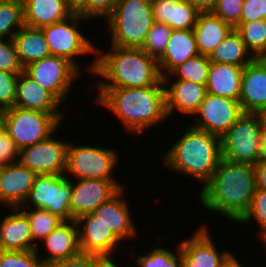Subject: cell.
Returning a JSON list of instances; mask_svg holds the SVG:
<instances>
[{"label": "cell", "instance_id": "obj_11", "mask_svg": "<svg viewBox=\"0 0 266 267\" xmlns=\"http://www.w3.org/2000/svg\"><path fill=\"white\" fill-rule=\"evenodd\" d=\"M24 72L61 104L66 102L72 82L81 74L67 59L54 55L28 64Z\"/></svg>", "mask_w": 266, "mask_h": 267}, {"label": "cell", "instance_id": "obj_2", "mask_svg": "<svg viewBox=\"0 0 266 267\" xmlns=\"http://www.w3.org/2000/svg\"><path fill=\"white\" fill-rule=\"evenodd\" d=\"M96 104L117 116L125 129L135 135L165 122L163 80L158 84L140 88H97Z\"/></svg>", "mask_w": 266, "mask_h": 267}, {"label": "cell", "instance_id": "obj_53", "mask_svg": "<svg viewBox=\"0 0 266 267\" xmlns=\"http://www.w3.org/2000/svg\"><path fill=\"white\" fill-rule=\"evenodd\" d=\"M255 59L266 70V50L260 53Z\"/></svg>", "mask_w": 266, "mask_h": 267}, {"label": "cell", "instance_id": "obj_12", "mask_svg": "<svg viewBox=\"0 0 266 267\" xmlns=\"http://www.w3.org/2000/svg\"><path fill=\"white\" fill-rule=\"evenodd\" d=\"M53 137L19 150L18 162L37 175L65 174L69 141Z\"/></svg>", "mask_w": 266, "mask_h": 267}, {"label": "cell", "instance_id": "obj_17", "mask_svg": "<svg viewBox=\"0 0 266 267\" xmlns=\"http://www.w3.org/2000/svg\"><path fill=\"white\" fill-rule=\"evenodd\" d=\"M170 78L171 76L162 77L167 117L171 116L175 110L185 116H194L207 93L206 85L187 80L172 82Z\"/></svg>", "mask_w": 266, "mask_h": 267}, {"label": "cell", "instance_id": "obj_22", "mask_svg": "<svg viewBox=\"0 0 266 267\" xmlns=\"http://www.w3.org/2000/svg\"><path fill=\"white\" fill-rule=\"evenodd\" d=\"M241 85L243 112L261 114L266 109V70L256 59L243 68Z\"/></svg>", "mask_w": 266, "mask_h": 267}, {"label": "cell", "instance_id": "obj_49", "mask_svg": "<svg viewBox=\"0 0 266 267\" xmlns=\"http://www.w3.org/2000/svg\"><path fill=\"white\" fill-rule=\"evenodd\" d=\"M191 3L199 12H211L217 0H186Z\"/></svg>", "mask_w": 266, "mask_h": 267}, {"label": "cell", "instance_id": "obj_6", "mask_svg": "<svg viewBox=\"0 0 266 267\" xmlns=\"http://www.w3.org/2000/svg\"><path fill=\"white\" fill-rule=\"evenodd\" d=\"M263 134L261 114L243 112L221 136L222 158L255 166L261 159Z\"/></svg>", "mask_w": 266, "mask_h": 267}, {"label": "cell", "instance_id": "obj_14", "mask_svg": "<svg viewBox=\"0 0 266 267\" xmlns=\"http://www.w3.org/2000/svg\"><path fill=\"white\" fill-rule=\"evenodd\" d=\"M71 181V221L91 214L98 206L110 200L124 186L117 180L82 179ZM117 181V182H116Z\"/></svg>", "mask_w": 266, "mask_h": 267}, {"label": "cell", "instance_id": "obj_10", "mask_svg": "<svg viewBox=\"0 0 266 267\" xmlns=\"http://www.w3.org/2000/svg\"><path fill=\"white\" fill-rule=\"evenodd\" d=\"M70 179L67 173L63 175H38L28 198L20 207L33 208L34 206V208L48 210L64 221H71Z\"/></svg>", "mask_w": 266, "mask_h": 267}, {"label": "cell", "instance_id": "obj_28", "mask_svg": "<svg viewBox=\"0 0 266 267\" xmlns=\"http://www.w3.org/2000/svg\"><path fill=\"white\" fill-rule=\"evenodd\" d=\"M12 39L18 59L23 67L51 55L43 31L40 28L23 26Z\"/></svg>", "mask_w": 266, "mask_h": 267}, {"label": "cell", "instance_id": "obj_41", "mask_svg": "<svg viewBox=\"0 0 266 267\" xmlns=\"http://www.w3.org/2000/svg\"><path fill=\"white\" fill-rule=\"evenodd\" d=\"M19 74L0 70V107L13 108L16 99V83Z\"/></svg>", "mask_w": 266, "mask_h": 267}, {"label": "cell", "instance_id": "obj_39", "mask_svg": "<svg viewBox=\"0 0 266 267\" xmlns=\"http://www.w3.org/2000/svg\"><path fill=\"white\" fill-rule=\"evenodd\" d=\"M0 70L20 74L24 67L20 64L13 39H0Z\"/></svg>", "mask_w": 266, "mask_h": 267}, {"label": "cell", "instance_id": "obj_34", "mask_svg": "<svg viewBox=\"0 0 266 267\" xmlns=\"http://www.w3.org/2000/svg\"><path fill=\"white\" fill-rule=\"evenodd\" d=\"M171 31L167 24L154 21L141 48L158 61L165 52Z\"/></svg>", "mask_w": 266, "mask_h": 267}, {"label": "cell", "instance_id": "obj_56", "mask_svg": "<svg viewBox=\"0 0 266 267\" xmlns=\"http://www.w3.org/2000/svg\"><path fill=\"white\" fill-rule=\"evenodd\" d=\"M3 115H4V110L0 107V128L2 127L3 124Z\"/></svg>", "mask_w": 266, "mask_h": 267}, {"label": "cell", "instance_id": "obj_44", "mask_svg": "<svg viewBox=\"0 0 266 267\" xmlns=\"http://www.w3.org/2000/svg\"><path fill=\"white\" fill-rule=\"evenodd\" d=\"M96 255L80 252L78 255L52 262L47 267H95Z\"/></svg>", "mask_w": 266, "mask_h": 267}, {"label": "cell", "instance_id": "obj_8", "mask_svg": "<svg viewBox=\"0 0 266 267\" xmlns=\"http://www.w3.org/2000/svg\"><path fill=\"white\" fill-rule=\"evenodd\" d=\"M118 156V152L113 148L95 147V145L79 146L69 142L65 172L68 175L71 174L72 179L74 176L77 180L93 178L116 180L113 178V171L118 164Z\"/></svg>", "mask_w": 266, "mask_h": 267}, {"label": "cell", "instance_id": "obj_18", "mask_svg": "<svg viewBox=\"0 0 266 267\" xmlns=\"http://www.w3.org/2000/svg\"><path fill=\"white\" fill-rule=\"evenodd\" d=\"M38 175L19 162L0 167V204L22 206Z\"/></svg>", "mask_w": 266, "mask_h": 267}, {"label": "cell", "instance_id": "obj_57", "mask_svg": "<svg viewBox=\"0 0 266 267\" xmlns=\"http://www.w3.org/2000/svg\"><path fill=\"white\" fill-rule=\"evenodd\" d=\"M259 238L262 239L263 242H265L266 246V231Z\"/></svg>", "mask_w": 266, "mask_h": 267}, {"label": "cell", "instance_id": "obj_58", "mask_svg": "<svg viewBox=\"0 0 266 267\" xmlns=\"http://www.w3.org/2000/svg\"><path fill=\"white\" fill-rule=\"evenodd\" d=\"M11 1H19L23 3L25 0H11Z\"/></svg>", "mask_w": 266, "mask_h": 267}, {"label": "cell", "instance_id": "obj_36", "mask_svg": "<svg viewBox=\"0 0 266 267\" xmlns=\"http://www.w3.org/2000/svg\"><path fill=\"white\" fill-rule=\"evenodd\" d=\"M39 254L38 250H0V267H47Z\"/></svg>", "mask_w": 266, "mask_h": 267}, {"label": "cell", "instance_id": "obj_15", "mask_svg": "<svg viewBox=\"0 0 266 267\" xmlns=\"http://www.w3.org/2000/svg\"><path fill=\"white\" fill-rule=\"evenodd\" d=\"M206 225L197 228L193 236L181 241V267H220L232 253L217 250ZM222 252V253H221Z\"/></svg>", "mask_w": 266, "mask_h": 267}, {"label": "cell", "instance_id": "obj_46", "mask_svg": "<svg viewBox=\"0 0 266 267\" xmlns=\"http://www.w3.org/2000/svg\"><path fill=\"white\" fill-rule=\"evenodd\" d=\"M135 260L138 267H162V248L155 247L146 254L138 255Z\"/></svg>", "mask_w": 266, "mask_h": 267}, {"label": "cell", "instance_id": "obj_27", "mask_svg": "<svg viewBox=\"0 0 266 267\" xmlns=\"http://www.w3.org/2000/svg\"><path fill=\"white\" fill-rule=\"evenodd\" d=\"M244 67L211 62L206 91L219 97L239 100Z\"/></svg>", "mask_w": 266, "mask_h": 267}, {"label": "cell", "instance_id": "obj_5", "mask_svg": "<svg viewBox=\"0 0 266 267\" xmlns=\"http://www.w3.org/2000/svg\"><path fill=\"white\" fill-rule=\"evenodd\" d=\"M106 20L112 46L141 48L154 23L151 0H118Z\"/></svg>", "mask_w": 266, "mask_h": 267}, {"label": "cell", "instance_id": "obj_9", "mask_svg": "<svg viewBox=\"0 0 266 267\" xmlns=\"http://www.w3.org/2000/svg\"><path fill=\"white\" fill-rule=\"evenodd\" d=\"M84 19L87 20L77 13H73L64 21L40 28L51 55L67 59L79 71L81 69L76 60L77 56L96 54V46L79 30L78 24Z\"/></svg>", "mask_w": 266, "mask_h": 267}, {"label": "cell", "instance_id": "obj_3", "mask_svg": "<svg viewBox=\"0 0 266 267\" xmlns=\"http://www.w3.org/2000/svg\"><path fill=\"white\" fill-rule=\"evenodd\" d=\"M110 47L105 53L96 47L99 56L88 65L91 74L103 79L96 82L95 88H140L162 80L158 61L142 48Z\"/></svg>", "mask_w": 266, "mask_h": 267}, {"label": "cell", "instance_id": "obj_24", "mask_svg": "<svg viewBox=\"0 0 266 267\" xmlns=\"http://www.w3.org/2000/svg\"><path fill=\"white\" fill-rule=\"evenodd\" d=\"M199 55L193 30H172L162 57L158 60L161 76L169 75L176 67Z\"/></svg>", "mask_w": 266, "mask_h": 267}, {"label": "cell", "instance_id": "obj_16", "mask_svg": "<svg viewBox=\"0 0 266 267\" xmlns=\"http://www.w3.org/2000/svg\"><path fill=\"white\" fill-rule=\"evenodd\" d=\"M78 225L79 248L82 253L98 256H113L121 242L102 222L92 213L76 219ZM115 249V250H114Z\"/></svg>", "mask_w": 266, "mask_h": 267}, {"label": "cell", "instance_id": "obj_48", "mask_svg": "<svg viewBox=\"0 0 266 267\" xmlns=\"http://www.w3.org/2000/svg\"><path fill=\"white\" fill-rule=\"evenodd\" d=\"M254 168L256 175V189L266 191V159H260Z\"/></svg>", "mask_w": 266, "mask_h": 267}, {"label": "cell", "instance_id": "obj_52", "mask_svg": "<svg viewBox=\"0 0 266 267\" xmlns=\"http://www.w3.org/2000/svg\"><path fill=\"white\" fill-rule=\"evenodd\" d=\"M67 6L75 13L86 0H65Z\"/></svg>", "mask_w": 266, "mask_h": 267}, {"label": "cell", "instance_id": "obj_1", "mask_svg": "<svg viewBox=\"0 0 266 267\" xmlns=\"http://www.w3.org/2000/svg\"><path fill=\"white\" fill-rule=\"evenodd\" d=\"M256 190L255 168L252 164L221 159L211 179L199 192L203 208L239 222L249 211Z\"/></svg>", "mask_w": 266, "mask_h": 267}, {"label": "cell", "instance_id": "obj_45", "mask_svg": "<svg viewBox=\"0 0 266 267\" xmlns=\"http://www.w3.org/2000/svg\"><path fill=\"white\" fill-rule=\"evenodd\" d=\"M176 0H151L155 22L168 24L171 20L172 5Z\"/></svg>", "mask_w": 266, "mask_h": 267}, {"label": "cell", "instance_id": "obj_19", "mask_svg": "<svg viewBox=\"0 0 266 267\" xmlns=\"http://www.w3.org/2000/svg\"><path fill=\"white\" fill-rule=\"evenodd\" d=\"M124 191L122 188L115 196L92 212L98 221L111 228L113 234L120 241L134 238L137 234L135 223L131 218L129 202H126V198L123 199L122 197L125 194Z\"/></svg>", "mask_w": 266, "mask_h": 267}, {"label": "cell", "instance_id": "obj_7", "mask_svg": "<svg viewBox=\"0 0 266 267\" xmlns=\"http://www.w3.org/2000/svg\"><path fill=\"white\" fill-rule=\"evenodd\" d=\"M64 118L65 115L13 107L4 110L2 127L21 150L49 138Z\"/></svg>", "mask_w": 266, "mask_h": 267}, {"label": "cell", "instance_id": "obj_20", "mask_svg": "<svg viewBox=\"0 0 266 267\" xmlns=\"http://www.w3.org/2000/svg\"><path fill=\"white\" fill-rule=\"evenodd\" d=\"M11 209L13 213L0 221V250L39 251V246L32 238L27 215L19 207H9V210Z\"/></svg>", "mask_w": 266, "mask_h": 267}, {"label": "cell", "instance_id": "obj_55", "mask_svg": "<svg viewBox=\"0 0 266 267\" xmlns=\"http://www.w3.org/2000/svg\"><path fill=\"white\" fill-rule=\"evenodd\" d=\"M264 127H266V109L261 113Z\"/></svg>", "mask_w": 266, "mask_h": 267}, {"label": "cell", "instance_id": "obj_30", "mask_svg": "<svg viewBox=\"0 0 266 267\" xmlns=\"http://www.w3.org/2000/svg\"><path fill=\"white\" fill-rule=\"evenodd\" d=\"M23 26V3L0 0V39H12Z\"/></svg>", "mask_w": 266, "mask_h": 267}, {"label": "cell", "instance_id": "obj_29", "mask_svg": "<svg viewBox=\"0 0 266 267\" xmlns=\"http://www.w3.org/2000/svg\"><path fill=\"white\" fill-rule=\"evenodd\" d=\"M211 62L245 67L255 58L248 51L241 35L233 29L209 56Z\"/></svg>", "mask_w": 266, "mask_h": 267}, {"label": "cell", "instance_id": "obj_13", "mask_svg": "<svg viewBox=\"0 0 266 267\" xmlns=\"http://www.w3.org/2000/svg\"><path fill=\"white\" fill-rule=\"evenodd\" d=\"M242 113L239 100L206 93L191 126L221 137Z\"/></svg>", "mask_w": 266, "mask_h": 267}, {"label": "cell", "instance_id": "obj_38", "mask_svg": "<svg viewBox=\"0 0 266 267\" xmlns=\"http://www.w3.org/2000/svg\"><path fill=\"white\" fill-rule=\"evenodd\" d=\"M243 2L244 0H217L211 12L235 28L240 23Z\"/></svg>", "mask_w": 266, "mask_h": 267}, {"label": "cell", "instance_id": "obj_26", "mask_svg": "<svg viewBox=\"0 0 266 267\" xmlns=\"http://www.w3.org/2000/svg\"><path fill=\"white\" fill-rule=\"evenodd\" d=\"M24 26L42 28L66 20L74 12L65 0H25Z\"/></svg>", "mask_w": 266, "mask_h": 267}, {"label": "cell", "instance_id": "obj_43", "mask_svg": "<svg viewBox=\"0 0 266 267\" xmlns=\"http://www.w3.org/2000/svg\"><path fill=\"white\" fill-rule=\"evenodd\" d=\"M266 19V0H244L240 23Z\"/></svg>", "mask_w": 266, "mask_h": 267}, {"label": "cell", "instance_id": "obj_33", "mask_svg": "<svg viewBox=\"0 0 266 267\" xmlns=\"http://www.w3.org/2000/svg\"><path fill=\"white\" fill-rule=\"evenodd\" d=\"M210 66L211 61L209 56L199 54L176 67L167 76H172V79H174V76L177 80H187L206 85Z\"/></svg>", "mask_w": 266, "mask_h": 267}, {"label": "cell", "instance_id": "obj_42", "mask_svg": "<svg viewBox=\"0 0 266 267\" xmlns=\"http://www.w3.org/2000/svg\"><path fill=\"white\" fill-rule=\"evenodd\" d=\"M19 149L3 127L0 128V167L18 162Z\"/></svg>", "mask_w": 266, "mask_h": 267}, {"label": "cell", "instance_id": "obj_25", "mask_svg": "<svg viewBox=\"0 0 266 267\" xmlns=\"http://www.w3.org/2000/svg\"><path fill=\"white\" fill-rule=\"evenodd\" d=\"M233 29L212 12H200L193 28L199 54L210 56Z\"/></svg>", "mask_w": 266, "mask_h": 267}, {"label": "cell", "instance_id": "obj_54", "mask_svg": "<svg viewBox=\"0 0 266 267\" xmlns=\"http://www.w3.org/2000/svg\"><path fill=\"white\" fill-rule=\"evenodd\" d=\"M261 159H266V127H264L263 141L261 147Z\"/></svg>", "mask_w": 266, "mask_h": 267}, {"label": "cell", "instance_id": "obj_32", "mask_svg": "<svg viewBox=\"0 0 266 267\" xmlns=\"http://www.w3.org/2000/svg\"><path fill=\"white\" fill-rule=\"evenodd\" d=\"M234 29L254 58L266 50V19L239 23Z\"/></svg>", "mask_w": 266, "mask_h": 267}, {"label": "cell", "instance_id": "obj_47", "mask_svg": "<svg viewBox=\"0 0 266 267\" xmlns=\"http://www.w3.org/2000/svg\"><path fill=\"white\" fill-rule=\"evenodd\" d=\"M181 258L182 251L179 246L177 247L175 254L172 250L162 247V267H181Z\"/></svg>", "mask_w": 266, "mask_h": 267}, {"label": "cell", "instance_id": "obj_21", "mask_svg": "<svg viewBox=\"0 0 266 267\" xmlns=\"http://www.w3.org/2000/svg\"><path fill=\"white\" fill-rule=\"evenodd\" d=\"M61 103L24 71L18 75L14 107L40 111L52 115H64L58 110Z\"/></svg>", "mask_w": 266, "mask_h": 267}, {"label": "cell", "instance_id": "obj_40", "mask_svg": "<svg viewBox=\"0 0 266 267\" xmlns=\"http://www.w3.org/2000/svg\"><path fill=\"white\" fill-rule=\"evenodd\" d=\"M117 2L118 0H86L75 13L86 19L95 17L107 19Z\"/></svg>", "mask_w": 266, "mask_h": 267}, {"label": "cell", "instance_id": "obj_50", "mask_svg": "<svg viewBox=\"0 0 266 267\" xmlns=\"http://www.w3.org/2000/svg\"><path fill=\"white\" fill-rule=\"evenodd\" d=\"M95 267H119L112 259V256H98L96 255Z\"/></svg>", "mask_w": 266, "mask_h": 267}, {"label": "cell", "instance_id": "obj_51", "mask_svg": "<svg viewBox=\"0 0 266 267\" xmlns=\"http://www.w3.org/2000/svg\"><path fill=\"white\" fill-rule=\"evenodd\" d=\"M220 267H244L240 263V261L237 260L236 256L232 252L225 261L221 264Z\"/></svg>", "mask_w": 266, "mask_h": 267}, {"label": "cell", "instance_id": "obj_35", "mask_svg": "<svg viewBox=\"0 0 266 267\" xmlns=\"http://www.w3.org/2000/svg\"><path fill=\"white\" fill-rule=\"evenodd\" d=\"M200 12L186 0H176L172 5L171 20L167 24L172 30H193Z\"/></svg>", "mask_w": 266, "mask_h": 267}, {"label": "cell", "instance_id": "obj_37", "mask_svg": "<svg viewBox=\"0 0 266 267\" xmlns=\"http://www.w3.org/2000/svg\"><path fill=\"white\" fill-rule=\"evenodd\" d=\"M258 223L260 230L258 236L260 237L266 231V191L256 189L252 198V203L249 211L238 223H249L250 221Z\"/></svg>", "mask_w": 266, "mask_h": 267}, {"label": "cell", "instance_id": "obj_31", "mask_svg": "<svg viewBox=\"0 0 266 267\" xmlns=\"http://www.w3.org/2000/svg\"><path fill=\"white\" fill-rule=\"evenodd\" d=\"M26 215L30 223L32 238L36 244L41 241L54 229L58 228L65 221L48 210L38 208L19 207ZM27 209V210H26Z\"/></svg>", "mask_w": 266, "mask_h": 267}, {"label": "cell", "instance_id": "obj_4", "mask_svg": "<svg viewBox=\"0 0 266 267\" xmlns=\"http://www.w3.org/2000/svg\"><path fill=\"white\" fill-rule=\"evenodd\" d=\"M188 126L182 137L162 154L161 161L171 171L187 174L204 186L222 159L221 137Z\"/></svg>", "mask_w": 266, "mask_h": 267}, {"label": "cell", "instance_id": "obj_23", "mask_svg": "<svg viewBox=\"0 0 266 267\" xmlns=\"http://www.w3.org/2000/svg\"><path fill=\"white\" fill-rule=\"evenodd\" d=\"M49 252L40 258L49 265L52 262L64 260L78 255L79 248L78 225L76 220L65 221L58 228L51 231L42 241Z\"/></svg>", "mask_w": 266, "mask_h": 267}]
</instances>
